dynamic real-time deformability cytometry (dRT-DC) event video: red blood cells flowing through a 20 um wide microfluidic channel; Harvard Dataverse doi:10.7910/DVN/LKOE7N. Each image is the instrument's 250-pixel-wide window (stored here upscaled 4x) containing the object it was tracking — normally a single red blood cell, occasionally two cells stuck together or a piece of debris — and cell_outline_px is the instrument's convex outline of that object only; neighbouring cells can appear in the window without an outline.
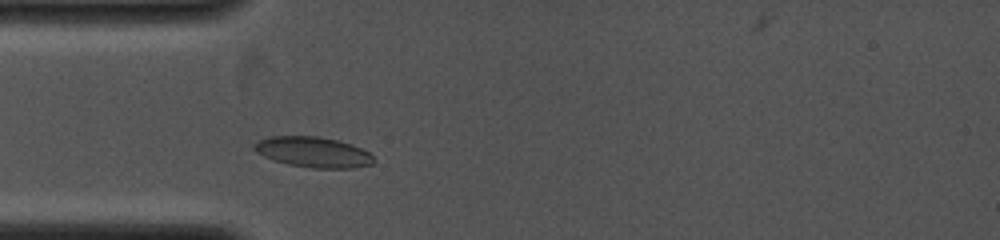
{"species": "common noctule bat (a hibernating species)", "species_latin": "Nyctalus noctula", "temperature_condition": "cold", "stored_images_in_passage": 3, "camera_frame_rate_fps": 4000, "um_per_image_px": 0.085, "animal": {"sex": "female", "body_mass_g": 19.0, "forearm_length_mm": 53.3}, "frame": {"image": 1, "passage_image": 3, "time_ms": 1.25, "image_size_px": [1000, 240], "cell_outline_px": [[376, 160], [372, 164], [352, 168], [312, 168], [288, 164], [264, 156], [256, 152], [252, 148], [252, 144], [260, 140], [272, 136], [316, 136], [336, 140], [352, 144], [368, 152]], "centroid_in_image_um": [26.62, 12.93], "position_along_channel_um": 58.4, "area_um2": 21.1}}